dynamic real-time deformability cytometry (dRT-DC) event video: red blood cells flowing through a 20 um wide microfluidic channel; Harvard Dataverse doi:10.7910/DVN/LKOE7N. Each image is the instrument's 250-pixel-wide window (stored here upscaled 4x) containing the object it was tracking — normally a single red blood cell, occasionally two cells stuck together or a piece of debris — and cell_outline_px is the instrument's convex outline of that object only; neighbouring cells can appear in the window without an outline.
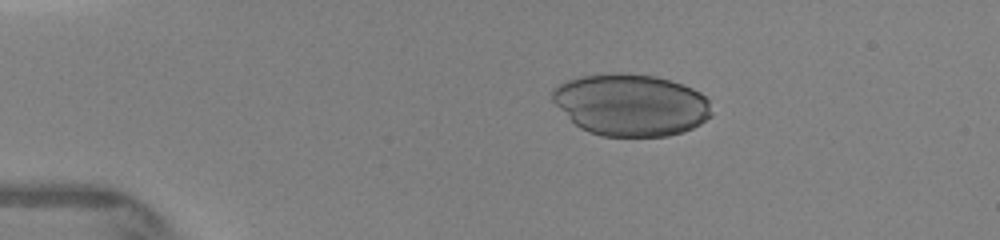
{"species": "human", "species_latin": "Homo sapiens", "temperature_condition": "warm", "stored_images_in_passage": 6, "camera_frame_rate_fps": 3000, "um_per_image_px": 0.085, "donor": {"sex": "female"}, "frame": {"image": 1, "passage_image": 1, "time_ms": 0.0, "image_size_px": [1000, 240], "cell_outline_px": [[712, 116], [700, 124], [692, 128], [668, 136], [604, 136], [580, 128], [552, 100], [552, 88], [568, 80], [580, 76], [612, 72], [620, 72], [656, 76], [684, 84], [700, 92], [708, 100], [712, 112]], "centroid_in_image_um": [53.65, 8.89], "position_along_channel_um": 31.4, "area_um2": 57.45}}